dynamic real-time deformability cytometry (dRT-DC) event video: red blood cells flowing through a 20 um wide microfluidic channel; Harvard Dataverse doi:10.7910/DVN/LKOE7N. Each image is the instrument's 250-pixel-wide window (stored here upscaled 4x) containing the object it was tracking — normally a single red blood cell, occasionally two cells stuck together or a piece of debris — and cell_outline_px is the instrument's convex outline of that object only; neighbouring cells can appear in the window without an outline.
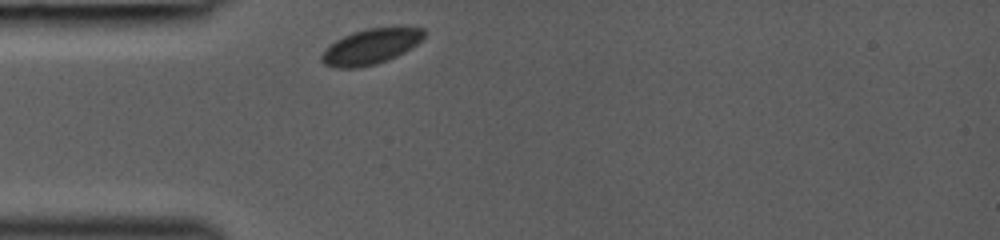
{"species": "common noctule bat (a hibernating species)", "species_latin": "Nyctalus noctula", "temperature_condition": "room temperature", "stored_images_in_passage": 27, "camera_frame_rate_fps": 3000, "um_per_image_px": 0.085, "animal": {"sex": "female", "body_mass_g": 19.0, "forearm_length_mm": 53.3}, "frame": {"image": 1, "passage_image": 1, "time_ms": 0.0, "image_size_px": [1000, 240], "cell_outline_px": [[424, 36], [412, 48], [396, 56], [376, 64], [360, 68], [336, 68], [324, 64], [320, 60], [320, 56], [336, 40], [344, 36], [368, 28], [424, 28]], "centroid_in_image_um": [31.5, 3.98], "position_along_channel_um": 53.5, "area_um2": 20.63}}
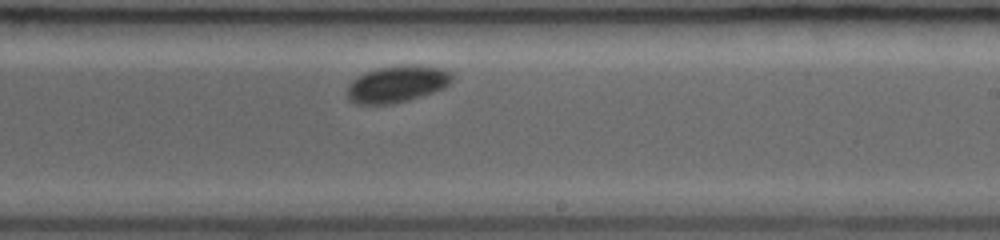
{"frame": {"image": 2, "passage_image": 16, "time_ms": 5.0, "image_size_px": [1000, 240], "cell_outline_px": [[452, 80], [444, 88], [408, 100], [392, 104], [356, 104], [348, 100], [348, 84], [352, 80], [368, 72], [380, 68], [440, 68], [452, 72]], "centroid_in_image_um": [33.71, 7.21], "position_along_channel_um": 255.3, "area_um2": 21.27}}
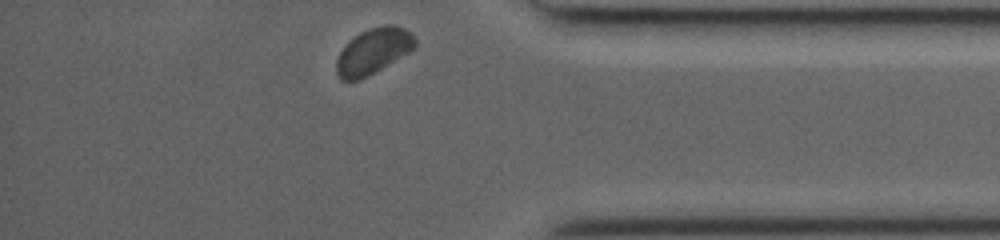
{"frame": {"image": 3, "passage_image": 27, "time_ms": 8.667, "image_size_px": [1000, 240], "cell_outline_px": [[416, 44], [408, 52], [368, 76], [360, 80], [340, 80], [336, 72], [336, 60], [340, 52], [348, 40], [360, 32], [368, 28], [384, 24], [392, 24], [404, 28], [412, 32], [416, 40]], "centroid_in_image_um": [31.7, 4.33], "position_along_channel_um": 403.5, "area_um2": 20.98}}